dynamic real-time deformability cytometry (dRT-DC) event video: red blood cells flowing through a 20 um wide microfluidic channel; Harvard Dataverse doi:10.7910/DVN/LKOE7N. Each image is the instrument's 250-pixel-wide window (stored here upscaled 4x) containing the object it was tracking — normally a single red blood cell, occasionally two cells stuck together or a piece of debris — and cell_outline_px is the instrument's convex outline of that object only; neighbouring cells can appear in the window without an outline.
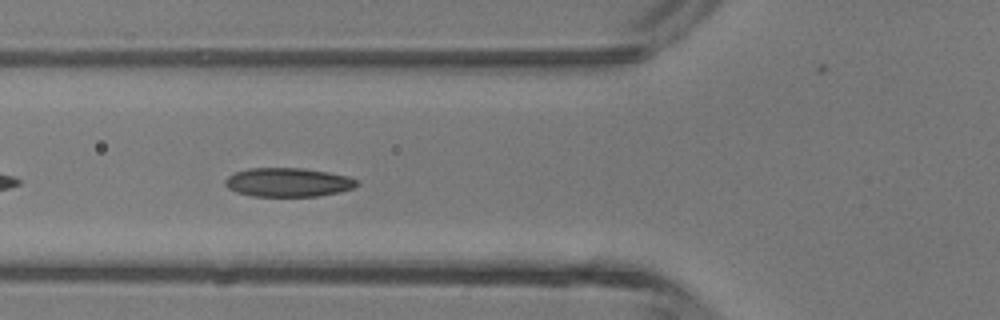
{"species": "common noctule bat (a hibernating species)", "species_latin": "Nyctalus noctula", "temperature_condition": "room temperature", "stored_images_in_passage": 25, "camera_frame_rate_fps": 3000, "um_per_image_px": 0.085, "animal": {"sex": "male", "body_mass_g": 13.3}, "frame": {"image": 1, "passage_image": 5, "time_ms": 1.333, "image_size_px": [1000, 320], "cell_outline_px": [[360, 184], [352, 188], [340, 192], [320, 196], [252, 196], [236, 192], [228, 188], [224, 184], [224, 180], [228, 176], [236, 172], [248, 168], [304, 168], [328, 172], [348, 176], [360, 180]], "centroid_in_image_um": [24.51, 15.49], "position_along_channel_um": 101.3, "area_um2": 22.37}}
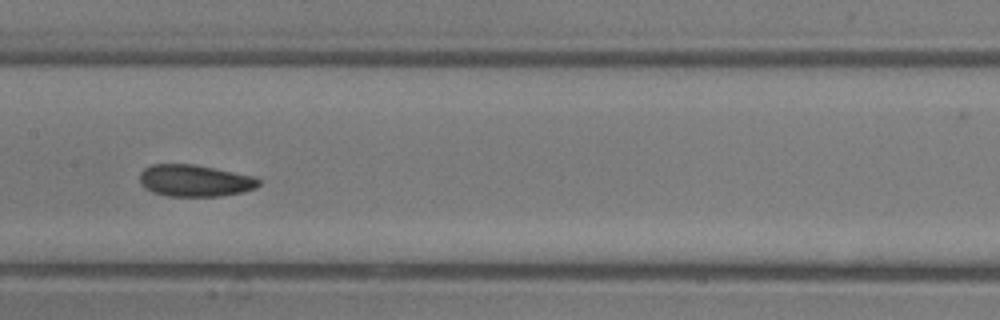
{"frame": {"image": 2, "passage_image": 11, "time_ms": 3.333, "image_size_px": [1000, 320], "cell_outline_px": [[260, 184], [256, 188], [240, 192], [220, 196], [168, 196], [152, 192], [144, 188], [140, 184], [140, 172], [144, 168], [152, 164], [196, 164], [252, 176], [260, 180]], "centroid_in_image_um": [16.52, 15.35], "position_along_channel_um": 190.9, "area_um2": 22.08}}
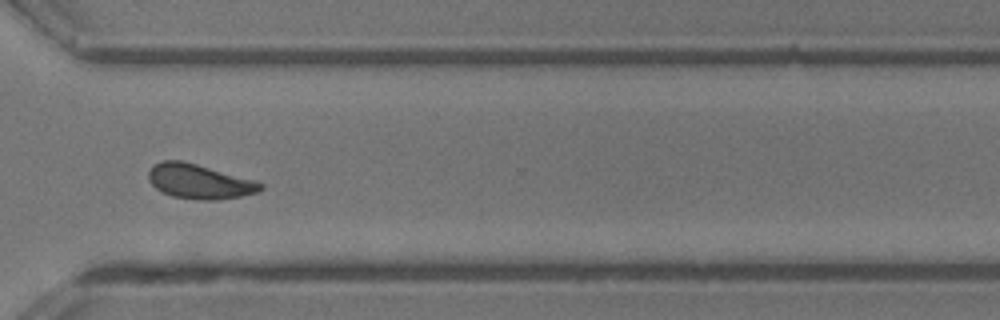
{"frame": {"image": 3, "passage_image": 22, "time_ms": 7.0, "image_size_px": [1000, 320], "cell_outline_px": [[264, 188], [260, 192], [240, 196], [216, 200], [200, 200], [172, 196], [156, 188], [148, 180], [148, 172], [152, 164], [160, 160], [180, 160], [196, 164], [256, 180], [264, 184]], "centroid_in_image_um": [16.95, 15.42], "position_along_channel_um": 353.6, "area_um2": 22.72}, "authors_computed_cell_mechanics": {"area_um2": 22.0218, "velocity_mm_per_s": 4.4534, "shape_relaxation_time_tau1_ms": 2.3352, "shape_relaxation_time_tau2_ms": 2.3264, "deformation_change_tau1": 0.0931, "deformation_change_tau2": 0.0713}}